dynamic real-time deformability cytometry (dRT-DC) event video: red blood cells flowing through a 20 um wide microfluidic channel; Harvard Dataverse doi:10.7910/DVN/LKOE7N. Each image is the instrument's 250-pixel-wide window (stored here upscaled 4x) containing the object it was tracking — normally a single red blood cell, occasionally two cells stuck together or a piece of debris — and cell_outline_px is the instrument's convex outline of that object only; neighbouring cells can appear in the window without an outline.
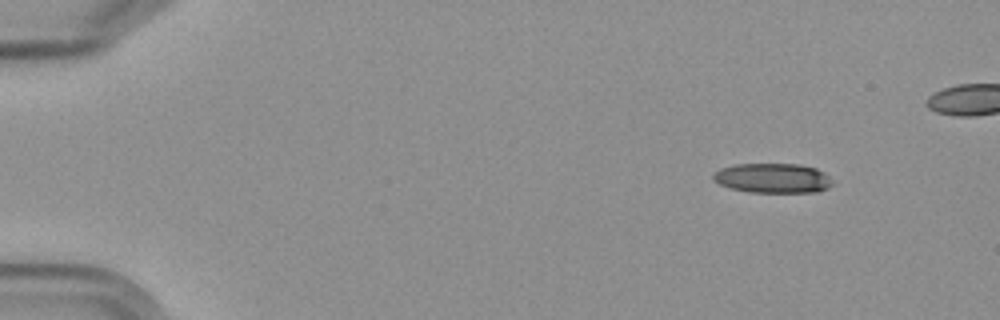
{"species": "Egyptian fruit bat (a non-hibernating species)", "species_latin": "Rousettus aegyptiacus", "temperature_condition": "cold", "stored_images_in_passage": 6, "camera_frame_rate_fps": 3000, "um_per_image_px": 0.085, "frame": {"image": 1, "passage_image": 1, "time_ms": 0.0, "image_size_px": [1000, 320], "cell_outline_px": [[832, 184], [828, 188], [816, 192], [748, 192], [732, 188], [720, 184], [712, 180], [712, 176], [720, 168], [732, 164], [800, 164], [816, 168], [824, 172], [828, 176]], "centroid_in_image_um": [65.67, 15.13], "position_along_channel_um": 19.3, "area_um2": 20.63}}
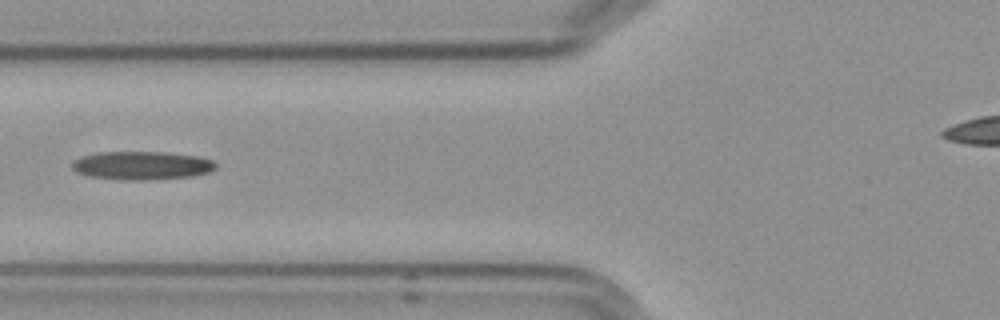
{"frame": {"image": 2, "passage_image": 6, "time_ms": 5.667, "image_size_px": [1000, 320], "cell_outline_px": [[216, 168], [208, 172], [192, 176], [144, 180], [128, 180], [92, 176], [76, 172], [72, 168], [72, 164], [76, 160], [84, 156], [96, 152], [168, 152], [196, 156], [212, 160], [216, 164]], "centroid_in_image_um": [12.08, 14.06], "position_along_channel_um": 113.7, "area_um2": 23.47}}